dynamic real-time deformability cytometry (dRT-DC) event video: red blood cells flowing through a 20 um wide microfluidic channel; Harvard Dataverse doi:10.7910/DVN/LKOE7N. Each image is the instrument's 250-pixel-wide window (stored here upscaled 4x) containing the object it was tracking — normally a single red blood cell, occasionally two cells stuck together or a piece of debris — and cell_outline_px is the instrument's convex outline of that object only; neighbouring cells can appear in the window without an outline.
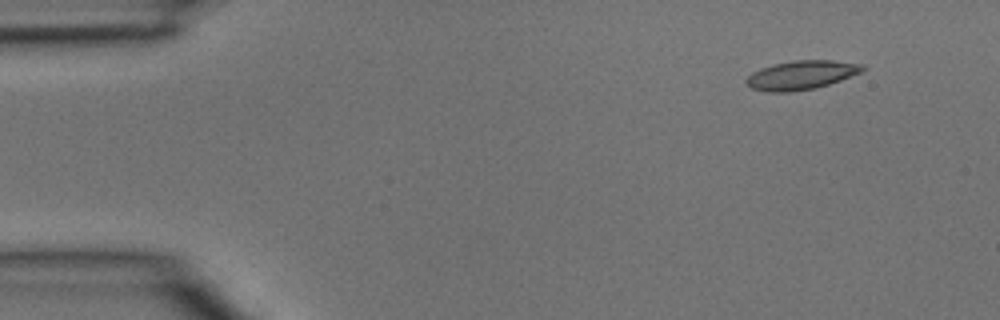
{"species": "common noctule bat (a hibernating species)", "species_latin": "Nyctalus noctula", "temperature_condition": "room temperature", "stored_images_in_passage": 3, "camera_frame_rate_fps": 3000, "um_per_image_px": 0.085, "animal": {"sex": "male", "body_mass_g": 15.6}, "frame": {"image": 1, "passage_image": 1, "time_ms": 0.0, "image_size_px": [1000, 320], "cell_outline_px": [[868, 68], [860, 72], [840, 80], [816, 88], [792, 92], [768, 92], [752, 88], [744, 80], [752, 72], [760, 68], [772, 64], [792, 60], [832, 60], [864, 64]], "centroid_in_image_um": [68.11, 6.37], "position_along_channel_um": 16.9, "area_um2": 19.71}}
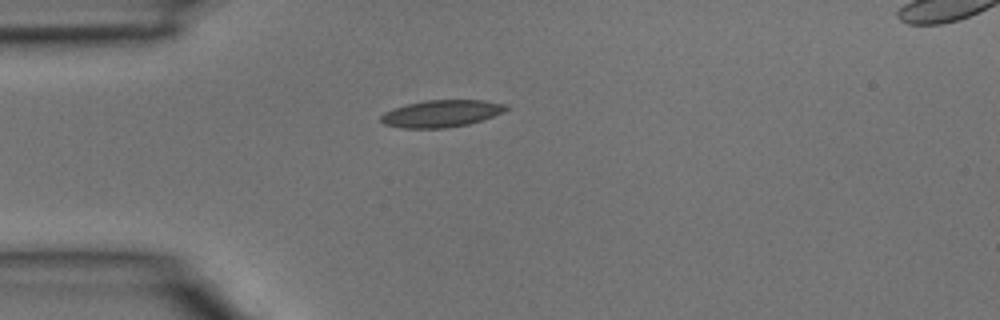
{"frame": {"image": 2, "passage_image": 3, "time_ms": 0.667, "image_size_px": [1000, 320], "cell_outline_px": [[508, 108], [504, 112], [468, 124], [444, 128], [400, 128], [384, 124], [380, 120], [380, 116], [384, 112], [392, 108], [424, 100], [484, 100], [504, 104]], "centroid_in_image_um": [37.47, 9.65], "position_along_channel_um": 47.5, "area_um2": 19.65}}